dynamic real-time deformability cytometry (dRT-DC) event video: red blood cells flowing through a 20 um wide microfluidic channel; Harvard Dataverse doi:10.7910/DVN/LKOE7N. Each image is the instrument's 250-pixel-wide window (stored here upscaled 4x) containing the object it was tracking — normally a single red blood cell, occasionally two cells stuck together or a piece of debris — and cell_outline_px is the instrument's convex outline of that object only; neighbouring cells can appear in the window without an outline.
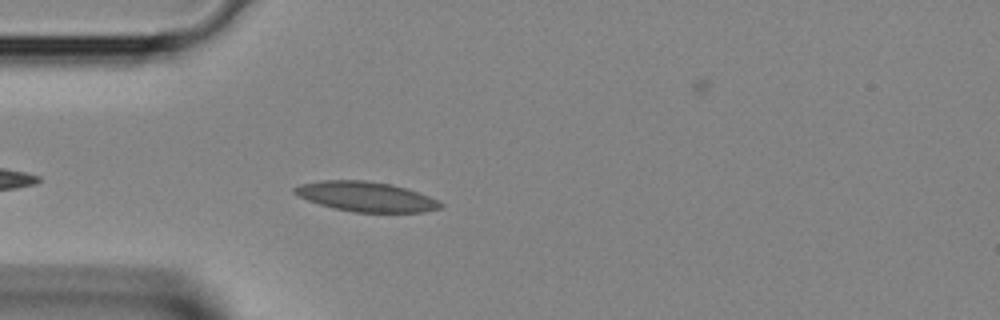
{"species": "Egyptian fruit bat (a non-hibernating species)", "species_latin": "Rousettus aegyptiacus", "temperature_condition": "room temperature", "stored_images_in_passage": 24, "camera_frame_rate_fps": 3000, "um_per_image_px": 0.085, "animal": {"sex": "female"}, "frame": {"image": 1, "passage_image": 3, "time_ms": 0.667, "image_size_px": [1000, 320], "cell_outline_px": [[444, 204], [440, 208], [424, 212], [352, 212], [332, 208], [308, 200], [292, 192], [292, 188], [300, 184], [320, 180], [364, 180], [392, 184], [428, 196]], "centroid_in_image_um": [31.07, 16.71], "position_along_channel_um": 53.9, "area_um2": 25.26}}
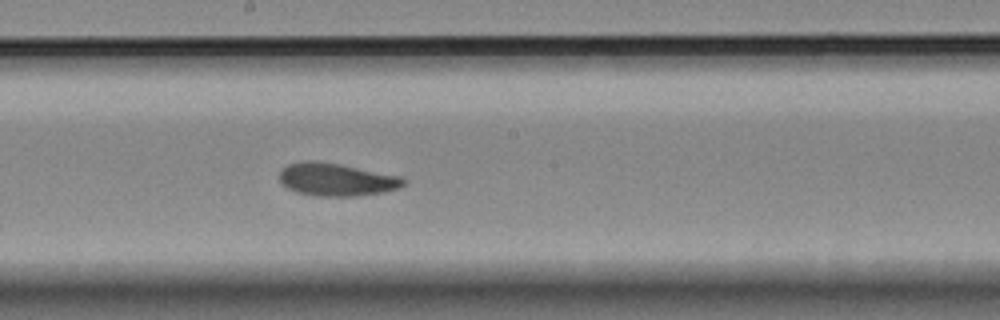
{"frame": {"image": 2, "passage_image": 13, "time_ms": 4.0, "image_size_px": [1000, 320], "cell_outline_px": [[404, 184], [400, 188], [384, 192], [360, 196], [312, 196], [296, 192], [288, 188], [280, 180], [280, 172], [288, 164], [308, 160], [312, 160], [340, 164], [400, 176], [404, 180]], "centroid_in_image_um": [28.6, 15.27], "position_along_channel_um": 219.6, "area_um2": 23.64}}
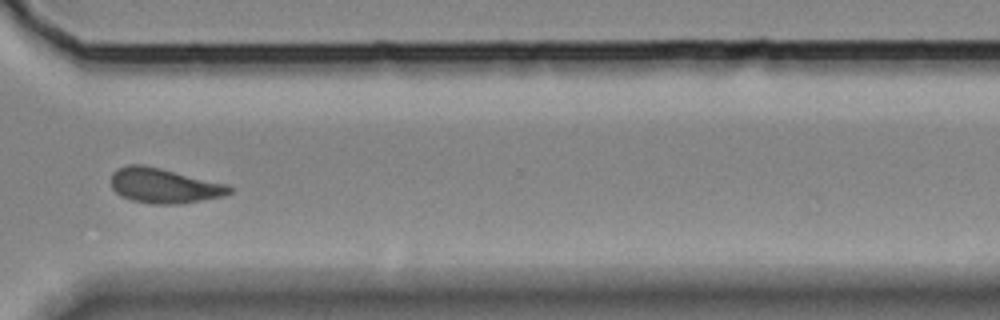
{"frame": {"image": 3, "passage_image": 21, "time_ms": 6.667, "image_size_px": [1000, 320], "cell_outline_px": [[232, 192], [224, 196], [204, 200], [180, 204], [152, 204], [132, 200], [116, 192], [112, 188], [112, 172], [116, 168], [128, 164], [144, 164], [228, 184], [232, 188]], "centroid_in_image_um": [13.96, 15.77], "position_along_channel_um": 356.6, "area_um2": 24.22}}